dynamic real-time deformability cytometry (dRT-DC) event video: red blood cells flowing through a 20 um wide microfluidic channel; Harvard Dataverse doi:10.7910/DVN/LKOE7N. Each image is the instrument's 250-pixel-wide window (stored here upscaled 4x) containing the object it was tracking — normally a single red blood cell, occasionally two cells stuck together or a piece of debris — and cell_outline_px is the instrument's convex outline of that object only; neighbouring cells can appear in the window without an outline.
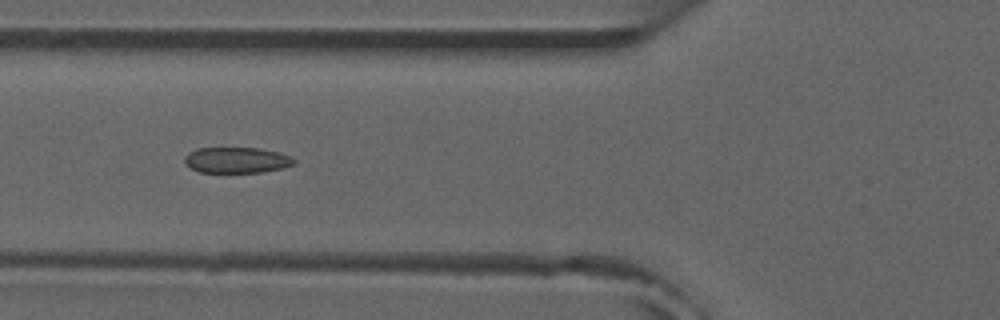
{"species": "common noctule bat (a hibernating species)", "species_latin": "Nyctalus noctula", "temperature_condition": "room temperature", "stored_images_in_passage": 7, "camera_frame_rate_fps": 3000, "um_per_image_px": 0.085, "animal": {"sex": "male", "forearm_length_mm": 52.5}, "frame": {"image": 1, "passage_image": 6, "time_ms": 5.667, "image_size_px": [1000, 320], "cell_outline_px": [[296, 164], [284, 168], [264, 172], [200, 172], [184, 164], [184, 156], [188, 152], [196, 148], [260, 148], [280, 152], [296, 160]], "centroid_in_image_um": [20.12, 13.6], "position_along_channel_um": 105.7, "area_um2": 16.65}}